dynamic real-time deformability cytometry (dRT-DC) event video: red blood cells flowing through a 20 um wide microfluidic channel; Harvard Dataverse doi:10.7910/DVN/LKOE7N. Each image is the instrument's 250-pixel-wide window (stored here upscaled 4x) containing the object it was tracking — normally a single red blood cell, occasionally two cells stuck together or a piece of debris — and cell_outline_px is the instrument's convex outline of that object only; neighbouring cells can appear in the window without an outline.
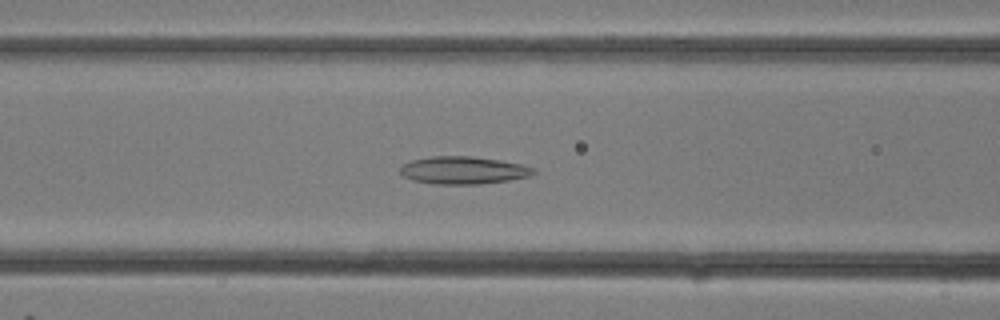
{"species": "common noctule bat (a hibernating species)", "species_latin": "Nyctalus noctula", "temperature_condition": "room temperature", "stored_images_in_passage": 22, "camera_frame_rate_fps": 3000, "um_per_image_px": 0.085, "animal": {"sex": "female"}, "frame": {"image": 1, "passage_image": 12, "time_ms": 3.667, "image_size_px": [1000, 320], "cell_outline_px": [[536, 172], [528, 176], [508, 180], [480, 184], [432, 184], [412, 180], [404, 176], [400, 172], [400, 168], [404, 164], [412, 160], [432, 156], [472, 156], [500, 160], [520, 164], [536, 168]], "centroid_in_image_um": [39.38, 14.47], "position_along_channel_um": 127.2, "area_um2": 21.39}}
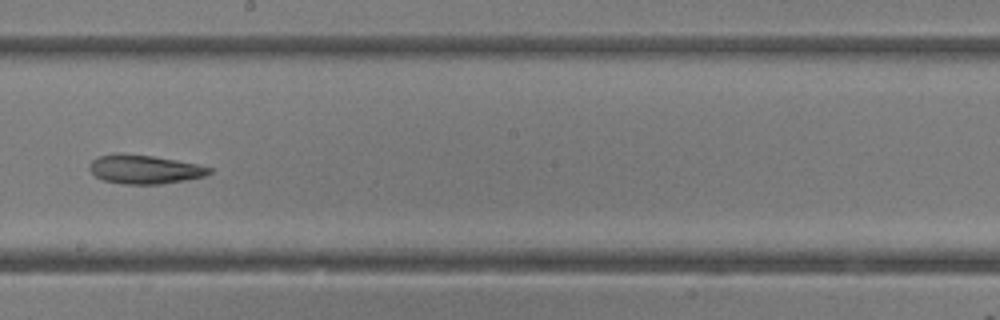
{"frame": {"image": 2, "passage_image": 17, "time_ms": 5.333, "image_size_px": [1000, 320], "cell_outline_px": [[212, 172], [204, 176], [184, 180], [160, 184], [124, 184], [104, 180], [96, 176], [88, 168], [88, 164], [92, 160], [100, 156], [116, 152], [120, 152], [152, 156], [176, 160], [196, 164], [212, 168]], "centroid_in_image_um": [12.25, 14.38], "position_along_channel_um": 236.0, "area_um2": 20.11}}
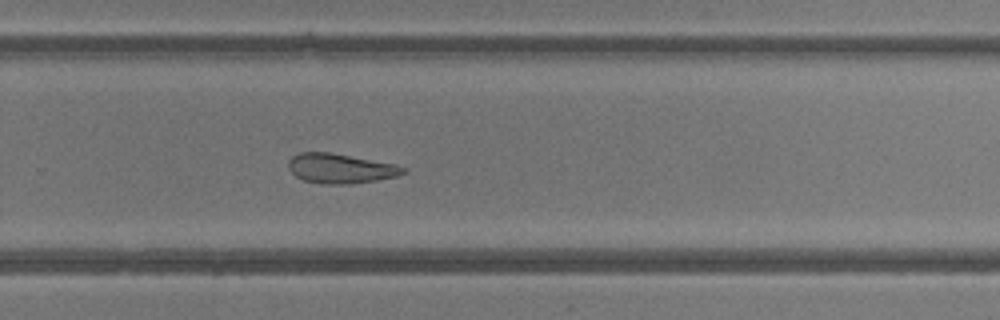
{"frame": {"image": 3, "passage_image": 20, "time_ms": 6.333, "image_size_px": [1000, 320], "cell_outline_px": [[408, 172], [396, 176], [376, 180], [352, 184], [324, 184], [304, 180], [296, 176], [288, 168], [288, 160], [292, 156], [300, 152], [332, 152], [396, 164], [408, 168]], "centroid_in_image_um": [28.97, 14.31], "position_along_channel_um": 300.8, "area_um2": 20.06}}